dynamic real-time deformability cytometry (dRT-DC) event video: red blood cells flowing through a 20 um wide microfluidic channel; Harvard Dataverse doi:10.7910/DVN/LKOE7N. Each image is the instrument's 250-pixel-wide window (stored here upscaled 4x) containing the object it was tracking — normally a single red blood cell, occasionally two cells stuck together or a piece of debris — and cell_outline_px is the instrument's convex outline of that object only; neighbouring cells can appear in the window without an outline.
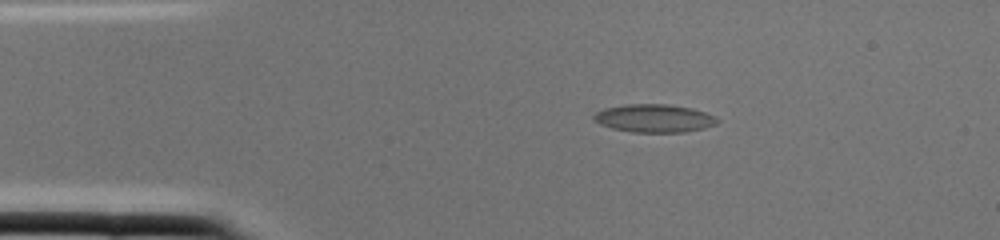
{"species": "common noctule bat (a hibernating species)", "species_latin": "Nyctalus noctula", "temperature_condition": "cold", "stored_images_in_passage": 1, "camera_frame_rate_fps": 3000, "um_per_image_px": 0.085, "animal": {"sex": "female", "body_mass_g": 22.0, "forearm_length_mm": 56.7}, "frame": {"image": 1, "passage_image": 1, "time_ms": 0.0, "image_size_px": [1000, 240], "cell_outline_px": [[720, 120], [716, 124], [704, 128], [684, 132], [632, 132], [612, 128], [600, 124], [592, 116], [596, 112], [604, 108], [624, 104], [668, 104], [692, 108], [716, 116]], "centroid_in_image_um": [55.62, 10.05], "position_along_channel_um": 29.4, "area_um2": 20.23}}